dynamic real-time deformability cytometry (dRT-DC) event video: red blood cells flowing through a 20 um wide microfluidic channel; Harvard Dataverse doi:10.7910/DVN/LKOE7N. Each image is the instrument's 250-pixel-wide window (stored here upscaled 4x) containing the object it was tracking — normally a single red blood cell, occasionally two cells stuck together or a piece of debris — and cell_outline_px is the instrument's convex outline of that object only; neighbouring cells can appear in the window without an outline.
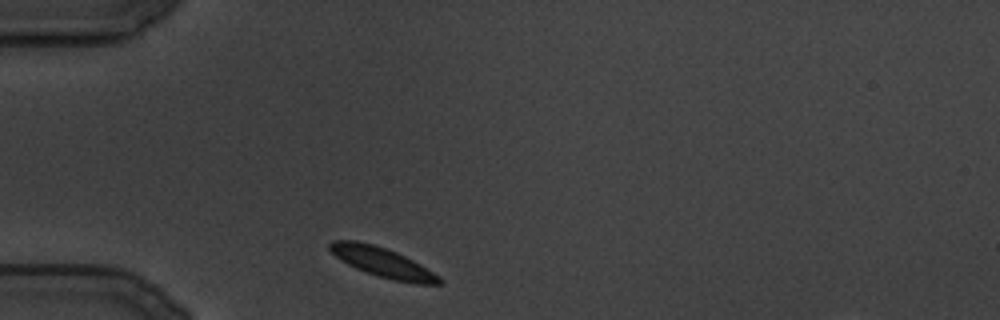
{"species": "common noctule bat (a hibernating species)", "species_latin": "Nyctalus noctula", "temperature_condition": "cold", "stored_images_in_passage": 95, "segment_of_instrument_passage": [1, 2], "camera_frame_rate_fps": 3000, "um_per_image_px": 0.085, "animal": {"sex": "male", "body_mass_g": 19.5, "forearm_length_mm": 54.6}, "frame": {"image": 1, "passage_image": 1, "time_ms": 0.0, "image_size_px": [1000, 320], "cell_outline_px": [[444, 284], [416, 284], [392, 280], [356, 268], [340, 260], [328, 248], [328, 244], [332, 240], [356, 240], [372, 244], [396, 252], [420, 264], [440, 276], [444, 280]], "centroid_in_image_um": [32.54, 22.31], "position_along_channel_um": 52.5, "area_um2": 18.79}}
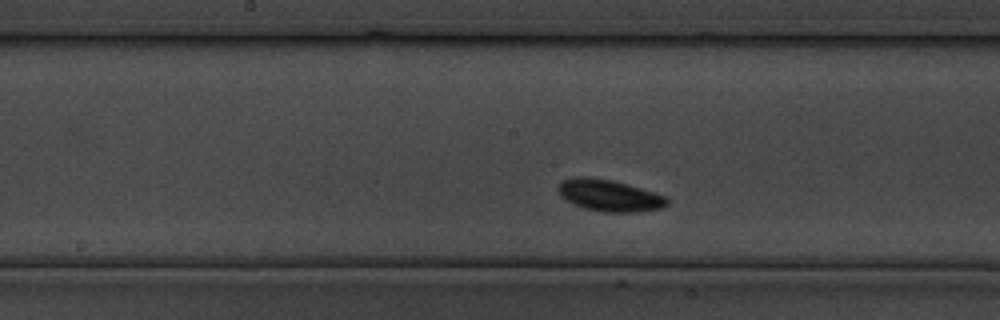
{"frame": {"image": 2, "passage_image": 32, "time_ms": 10.333, "image_size_px": [1000, 320], "cell_outline_px": [[668, 204], [660, 208], [632, 212], [604, 212], [584, 208], [572, 204], [560, 196], [556, 188], [564, 180], [576, 176], [588, 176], [612, 180], [628, 184], [668, 196]], "centroid_in_image_um": [51.77, 16.6], "position_along_channel_um": 196.4, "area_um2": 20.23}}
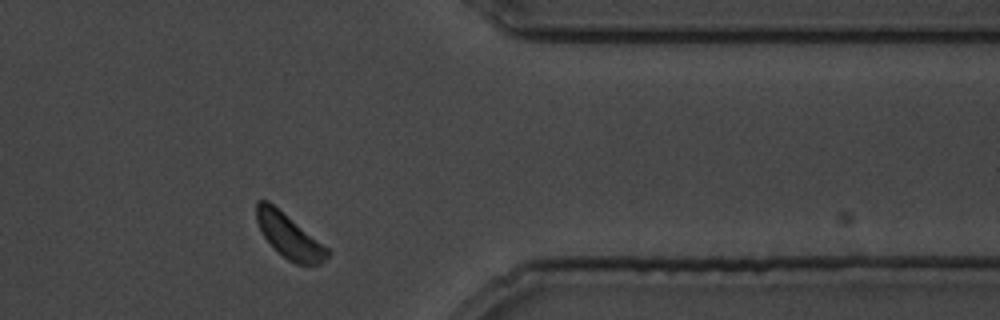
{"frame": {"image": 3, "passage_image": 71, "time_ms": 23.333, "image_size_px": [1000, 320], "cell_outline_px": [[332, 252], [320, 264], [296, 264], [288, 260], [264, 236], [256, 220], [256, 200], [268, 200], [328, 248]], "centroid_in_image_um": [24.58, 20.04], "position_along_channel_um": 386.8, "area_um2": 17.8}}